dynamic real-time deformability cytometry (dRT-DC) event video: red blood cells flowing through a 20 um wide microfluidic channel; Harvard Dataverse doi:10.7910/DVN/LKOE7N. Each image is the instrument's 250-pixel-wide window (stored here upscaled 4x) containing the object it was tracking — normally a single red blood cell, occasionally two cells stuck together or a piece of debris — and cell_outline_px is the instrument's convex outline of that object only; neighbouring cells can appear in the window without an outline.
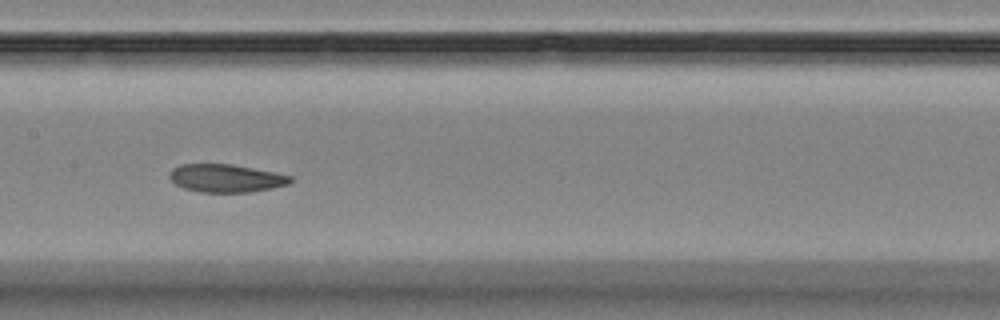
{"species": "Egyptian fruit bat (a non-hibernating species)", "species_latin": "Rousettus aegyptiacus", "temperature_condition": "room temperature", "stored_images_in_passage": 14, "camera_frame_rate_fps": 3000, "um_per_image_px": 0.085, "animal": {"sex": "female"}, "frame": {"image": 1, "passage_image": 7, "time_ms": 7.667, "image_size_px": [1000, 320], "cell_outline_px": [[292, 180], [288, 184], [272, 188], [252, 192], [200, 192], [184, 188], [176, 184], [168, 176], [172, 168], [180, 164], [232, 164], [292, 176]], "centroid_in_image_um": [19.18, 15.15], "position_along_channel_um": 188.2, "area_um2": 19.59}}
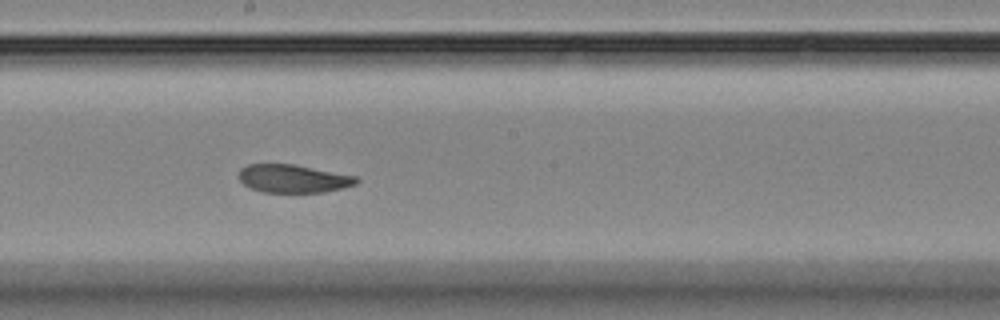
{"frame": {"image": 2, "passage_image": 8, "time_ms": 8.667, "image_size_px": [1000, 320], "cell_outline_px": [[360, 180], [356, 184], [344, 188], [324, 192], [260, 192], [244, 184], [240, 180], [240, 168], [248, 164], [292, 164], [356, 176]], "centroid_in_image_um": [24.94, 15.18], "position_along_channel_um": 223.3, "area_um2": 19.13}}
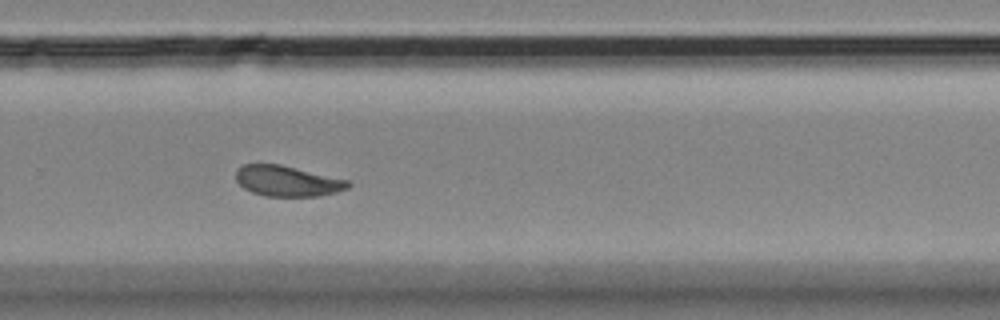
{"frame": {"image": 3, "passage_image": 10, "time_ms": 11.0, "image_size_px": [1000, 320], "cell_outline_px": [[352, 184], [348, 188], [336, 192], [320, 196], [264, 196], [252, 192], [244, 188], [236, 180], [236, 168], [244, 164], [280, 164], [348, 180]], "centroid_in_image_um": [24.41, 15.39], "position_along_channel_um": 305.4, "area_um2": 20.0}}